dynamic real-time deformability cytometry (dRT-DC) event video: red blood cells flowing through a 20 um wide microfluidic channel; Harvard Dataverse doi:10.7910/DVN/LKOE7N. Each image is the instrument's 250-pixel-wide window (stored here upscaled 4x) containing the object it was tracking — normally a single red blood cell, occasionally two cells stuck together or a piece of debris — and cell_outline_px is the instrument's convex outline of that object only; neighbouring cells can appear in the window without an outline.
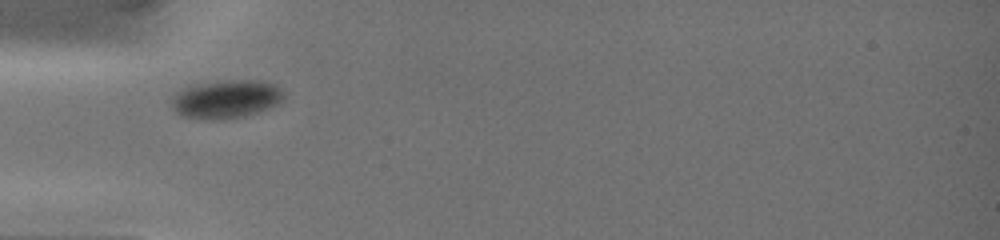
{"species": "common noctule bat (a hibernating species)", "species_latin": "Nyctalus noctula", "temperature_condition": "warm", "stored_images_in_passage": 8, "camera_frame_rate_fps": 3000, "um_per_image_px": 0.085, "animal": {"sex": "female", "body_mass_g": 19.0, "forearm_length_mm": 51.5}, "frame": {"image": 1, "passage_image": 1, "time_ms": 0.0, "image_size_px": [1000, 240], "cell_outline_px": [[284, 96], [276, 104], [260, 112], [244, 116], [220, 120], [204, 120], [184, 116], [176, 112], [172, 108], [172, 100], [176, 92], [184, 88], [204, 84], [232, 80], [260, 80], [276, 84], [284, 92]], "centroid_in_image_um": [19.25, 8.44], "position_along_channel_um": 65.8, "area_um2": 24.85}}
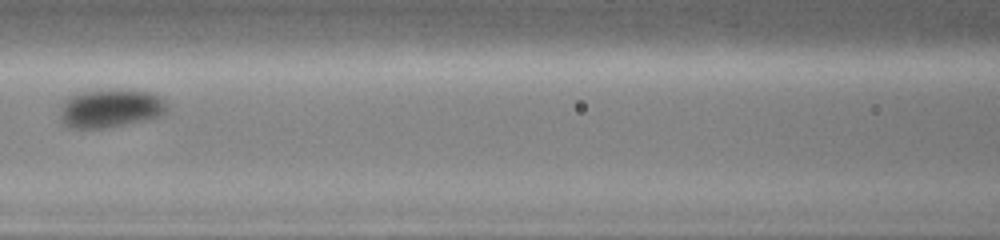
{"frame": {"image": 2, "passage_image": 4, "time_ms": 2.333, "image_size_px": [1000, 240], "cell_outline_px": [[164, 112], [156, 116], [140, 120], [104, 128], [68, 128], [60, 120], [60, 116], [64, 104], [72, 96], [92, 92], [140, 92], [156, 96], [164, 104]], "centroid_in_image_um": [9.28, 9.28], "position_along_channel_um": 157.3, "area_um2": 21.85}}
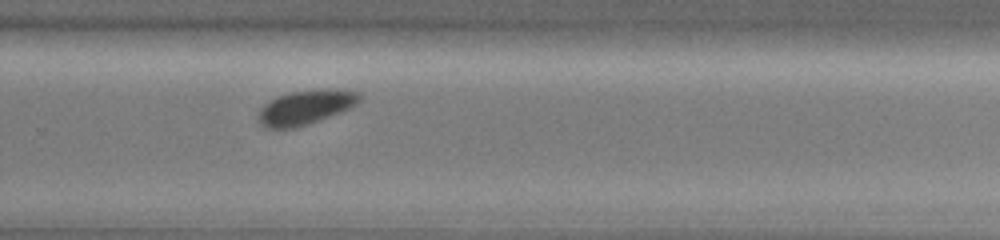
{"frame": {"image": 3, "passage_image": 8, "time_ms": 6.0, "image_size_px": [1000, 240], "cell_outline_px": [[360, 100], [356, 104], [340, 112], [308, 124], [296, 128], [264, 128], [256, 120], [256, 116], [260, 108], [264, 104], [280, 96], [292, 92], [356, 92], [360, 96]], "centroid_in_image_um": [25.82, 9.21], "position_along_channel_um": 304.0, "area_um2": 19.13}}